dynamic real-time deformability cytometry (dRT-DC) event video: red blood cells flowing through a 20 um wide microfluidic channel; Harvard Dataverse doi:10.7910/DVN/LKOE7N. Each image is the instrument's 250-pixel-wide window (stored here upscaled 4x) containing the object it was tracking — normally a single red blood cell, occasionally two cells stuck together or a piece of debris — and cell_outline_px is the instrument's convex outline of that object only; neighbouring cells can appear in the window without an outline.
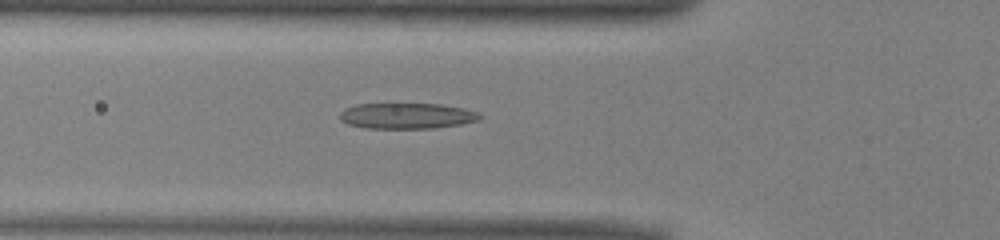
{"species": "common noctule bat (a hibernating species)", "species_latin": "Nyctalus noctula", "temperature_condition": "warm", "stored_images_in_passage": 50, "camera_frame_rate_fps": 3000, "um_per_image_px": 0.085, "animal": {"sex": "male", "body_mass_g": 13.0, "forearm_length_mm": 53.1}, "frame": {"image": 1, "passage_image": 17, "time_ms": 5.333, "image_size_px": [1000, 240], "cell_outline_px": [[484, 116], [480, 120], [460, 124], [432, 128], [368, 128], [348, 124], [340, 120], [340, 112], [344, 108], [356, 104], [440, 104], [464, 108], [480, 112]], "centroid_in_image_um": [34.61, 9.84], "position_along_channel_um": 91.2, "area_um2": 21.1}}
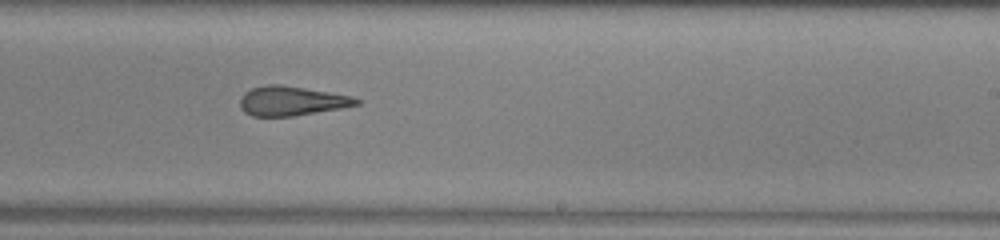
{"frame": {"image": 2, "passage_image": 30, "time_ms": 9.667, "image_size_px": [1000, 240], "cell_outline_px": [[360, 104], [340, 108], [292, 116], [252, 116], [244, 112], [240, 108], [240, 96], [244, 92], [252, 88], [268, 84], [280, 84], [352, 96], [360, 100]], "centroid_in_image_um": [24.74, 8.58], "position_along_channel_um": 264.3, "area_um2": 19.83}}
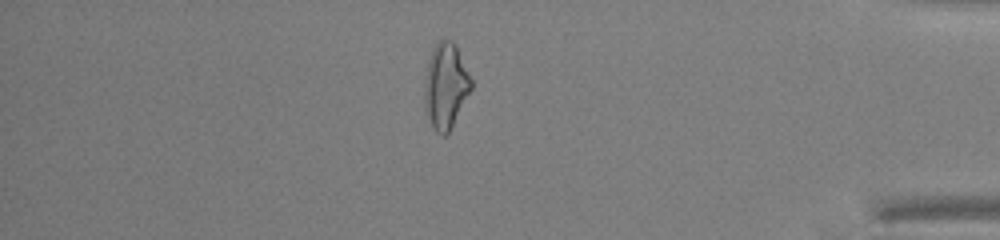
{"frame": {"image": 3, "passage_image": 43, "time_ms": 14.0, "image_size_px": [1000, 240], "cell_outline_px": [[472, 88], [448, 132], [444, 136], [436, 132], [432, 128], [424, 112], [424, 80], [428, 60], [432, 48], [444, 36], [452, 40], [456, 44], [472, 80]], "centroid_in_image_um": [37.85, 7.27], "position_along_channel_um": 397.4, "area_um2": 23.58}, "authors_computed_cell_mechanics": {"area_um2": 21.7906, "velocity_mm_per_s": 3.9845, "shape_relaxation_time_tau1_ms": 9.7094, "shape_relaxation_time_tau2_ms": 2.4331, "deformation_change_tau1": 0.2738, "deformation_change_tau2": 0.1347}}